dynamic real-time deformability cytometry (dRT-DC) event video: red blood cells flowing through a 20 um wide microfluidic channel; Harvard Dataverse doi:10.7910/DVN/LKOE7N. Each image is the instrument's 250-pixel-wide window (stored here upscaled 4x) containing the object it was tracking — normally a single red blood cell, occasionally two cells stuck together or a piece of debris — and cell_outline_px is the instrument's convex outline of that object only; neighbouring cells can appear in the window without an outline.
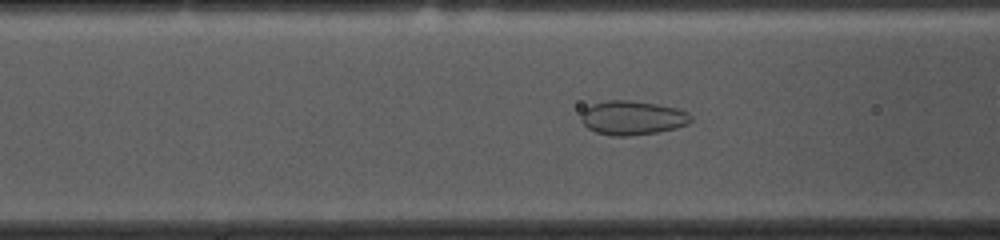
{"species": "common noctule bat (a hibernating species)", "species_latin": "Nyctalus noctula", "temperature_condition": "cold", "stored_images_in_passage": 54, "camera_frame_rate_fps": 3000, "um_per_image_px": 0.085, "animal": {"sex": "female", "body_mass_g": 10.0, "forearm_length_mm": 53.1}, "frame": {"image": 1, "passage_image": 19, "time_ms": 6.0, "image_size_px": [1000, 240], "cell_outline_px": [[692, 120], [688, 124], [676, 128], [656, 132], [628, 136], [612, 136], [596, 132], [588, 128], [580, 120], [580, 116], [584, 108], [592, 104], [608, 100], [628, 100], [656, 104], [676, 108], [688, 112], [692, 116]], "centroid_in_image_um": [53.74, 10.01], "position_along_channel_um": 112.9, "area_um2": 21.85}}
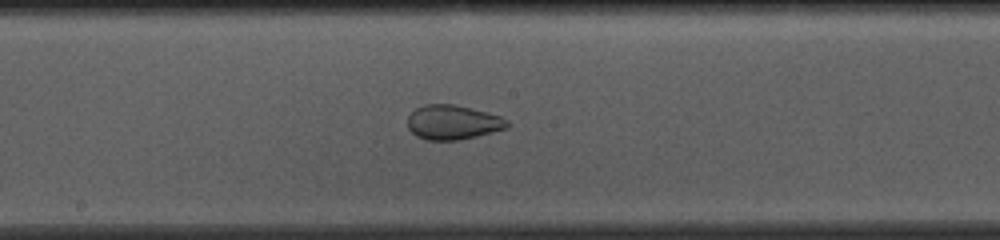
{"frame": {"image": 2, "passage_image": 27, "time_ms": 8.667, "image_size_px": [1000, 240], "cell_outline_px": [[512, 124], [508, 128], [460, 140], [428, 140], [416, 136], [408, 128], [408, 116], [416, 108], [424, 104], [456, 104], [488, 112], [500, 116], [508, 120]], "centroid_in_image_um": [38.52, 10.39], "position_along_channel_um": 209.7, "area_um2": 20.23}}
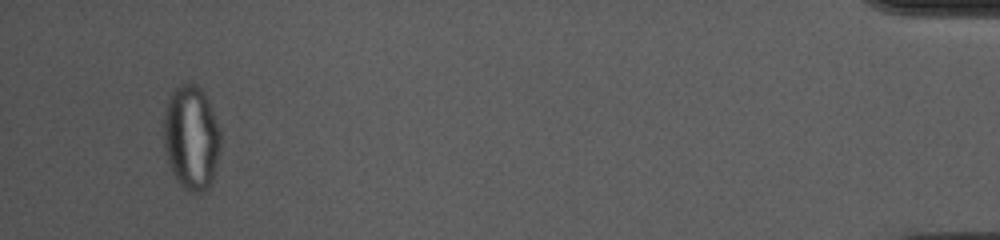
{"frame": {"image": 3, "passage_image": 51, "time_ms": 16.667, "image_size_px": [1000, 240], "cell_outline_px": [[220, 152], [212, 184], [204, 192], [188, 192], [176, 180], [172, 172], [164, 148], [164, 112], [168, 100], [172, 92], [180, 84], [188, 80], [196, 84], [204, 92], [212, 108], [220, 132]], "centroid_in_image_um": [16.27, 11.7], "position_along_channel_um": 418.9, "area_um2": 35.03}, "authors_computed_cell_mechanics": {"area_um2": 27.6284, "velocity_mm_per_s": 3.6312, "shape_relaxation_time_tau1_ms": null, "shape_relaxation_time_tau2_ms": 0.8113, "deformation_change_tau1": null, "deformation_change_tau2": 0.0318}}